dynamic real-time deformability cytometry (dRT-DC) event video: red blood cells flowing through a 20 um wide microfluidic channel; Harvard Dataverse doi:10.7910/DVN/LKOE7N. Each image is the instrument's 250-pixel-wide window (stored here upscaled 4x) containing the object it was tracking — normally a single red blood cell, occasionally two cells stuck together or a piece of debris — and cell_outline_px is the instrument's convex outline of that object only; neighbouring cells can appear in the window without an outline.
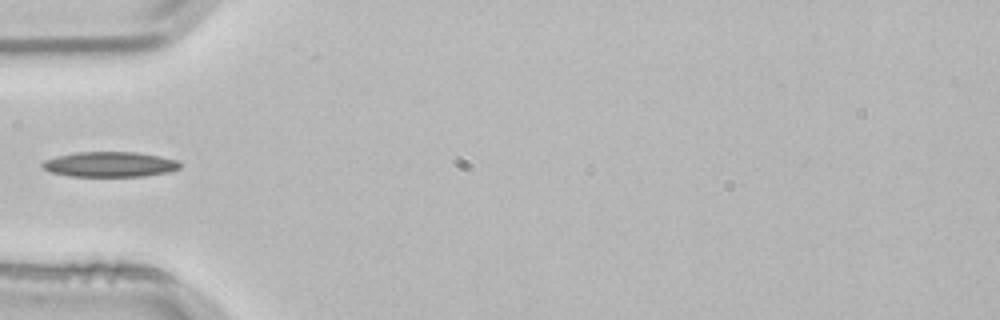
{"species": "common noctule bat (a hibernating species)", "species_latin": "Nyctalus noctula", "temperature_condition": "room temperature", "stored_images_in_passage": 2, "camera_frame_rate_fps": 3000, "um_per_image_px": 0.085, "animal": {"sex": "male", "body_mass_g": 21.5, "forearm_length_mm": 52.0}, "frame": {"image": 1, "passage_image": 2, "time_ms": 0.333, "image_size_px": [1000, 320], "cell_outline_px": [[180, 168], [168, 172], [144, 176], [72, 176], [52, 172], [44, 168], [40, 164], [44, 160], [56, 156], [76, 152], [136, 152], [160, 156], [176, 160], [180, 164]], "centroid_in_image_um": [9.33, 13.96], "position_along_channel_um": 75.7, "area_um2": 20.06}}